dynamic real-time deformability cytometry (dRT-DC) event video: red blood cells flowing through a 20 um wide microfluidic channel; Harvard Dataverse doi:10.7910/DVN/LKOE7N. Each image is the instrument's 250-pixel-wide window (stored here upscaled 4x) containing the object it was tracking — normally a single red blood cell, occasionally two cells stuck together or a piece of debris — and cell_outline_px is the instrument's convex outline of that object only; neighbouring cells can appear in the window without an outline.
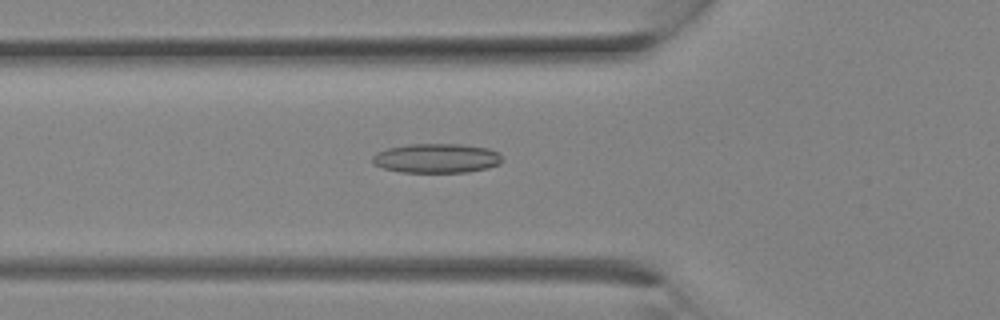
{"species": "Egyptian fruit bat (a non-hibernating species)", "species_latin": "Rousettus aegyptiacus", "temperature_condition": "room temperature", "stored_images_in_passage": 27, "camera_frame_rate_fps": 3000, "um_per_image_px": 0.085, "animal": {"sex": "female"}, "frame": {"image": 1, "passage_image": 9, "time_ms": 2.667, "image_size_px": [1000, 320], "cell_outline_px": [[504, 160], [500, 164], [488, 168], [468, 172], [400, 172], [384, 168], [372, 164], [372, 156], [376, 152], [388, 148], [408, 144], [460, 144], [488, 148], [500, 152]], "centroid_in_image_um": [37.13, 13.45], "position_along_channel_um": 88.7, "area_um2": 22.48}}
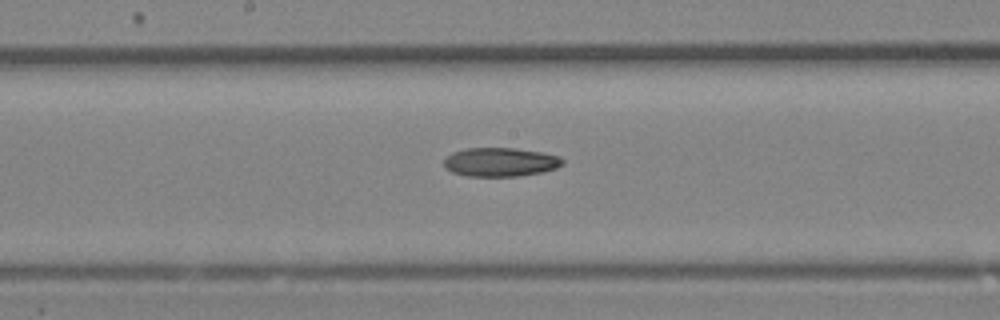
{"frame": {"image": 2, "passage_image": 14, "time_ms": 4.333, "image_size_px": [1000, 320], "cell_outline_px": [[564, 164], [556, 168], [544, 172], [520, 176], [468, 176], [452, 172], [444, 168], [444, 160], [452, 152], [468, 148], [516, 148], [544, 152], [560, 156], [564, 160]], "centroid_in_image_um": [42.57, 13.77], "position_along_channel_um": 205.6, "area_um2": 20.17}}
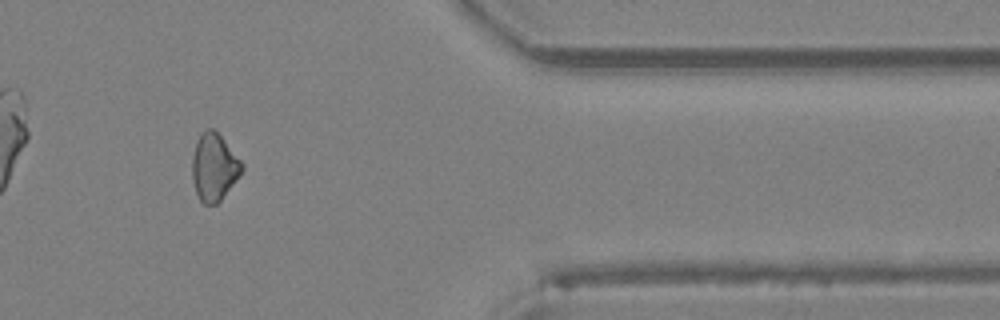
{"frame": {"image": 3, "passage_image": 23, "time_ms": 7.333, "image_size_px": [1000, 320], "cell_outline_px": [[244, 168], [220, 200], [216, 204], [204, 204], [200, 200], [196, 192], [192, 180], [192, 156], [196, 140], [208, 128], [212, 128], [224, 140], [244, 164]], "centroid_in_image_um": [18.17, 14.2], "position_along_channel_um": 393.2, "area_um2": 19.13}}